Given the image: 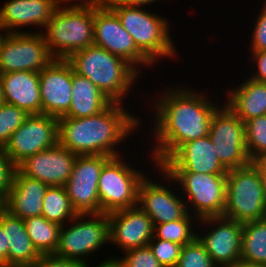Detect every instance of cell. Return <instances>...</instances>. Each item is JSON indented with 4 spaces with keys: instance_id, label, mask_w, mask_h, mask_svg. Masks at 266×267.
<instances>
[{
    "instance_id": "obj_45",
    "label": "cell",
    "mask_w": 266,
    "mask_h": 267,
    "mask_svg": "<svg viewBox=\"0 0 266 267\" xmlns=\"http://www.w3.org/2000/svg\"><path fill=\"white\" fill-rule=\"evenodd\" d=\"M229 267H266V265L250 264V263H246L240 260L234 265L229 266Z\"/></svg>"
},
{
    "instance_id": "obj_32",
    "label": "cell",
    "mask_w": 266,
    "mask_h": 267,
    "mask_svg": "<svg viewBox=\"0 0 266 267\" xmlns=\"http://www.w3.org/2000/svg\"><path fill=\"white\" fill-rule=\"evenodd\" d=\"M29 114L15 105H0V147H4L11 135L23 124Z\"/></svg>"
},
{
    "instance_id": "obj_10",
    "label": "cell",
    "mask_w": 266,
    "mask_h": 267,
    "mask_svg": "<svg viewBox=\"0 0 266 267\" xmlns=\"http://www.w3.org/2000/svg\"><path fill=\"white\" fill-rule=\"evenodd\" d=\"M154 166L155 169L153 171L157 173L156 177L148 173L139 183V207L151 218L153 225L182 219L188 211L186 203L179 192L180 190H178L177 183L161 166ZM167 181L168 183H166Z\"/></svg>"
},
{
    "instance_id": "obj_9",
    "label": "cell",
    "mask_w": 266,
    "mask_h": 267,
    "mask_svg": "<svg viewBox=\"0 0 266 267\" xmlns=\"http://www.w3.org/2000/svg\"><path fill=\"white\" fill-rule=\"evenodd\" d=\"M167 173L177 183L188 213L198 219L223 215L227 174Z\"/></svg>"
},
{
    "instance_id": "obj_42",
    "label": "cell",
    "mask_w": 266,
    "mask_h": 267,
    "mask_svg": "<svg viewBox=\"0 0 266 267\" xmlns=\"http://www.w3.org/2000/svg\"><path fill=\"white\" fill-rule=\"evenodd\" d=\"M107 258V259H106ZM99 262V263H98ZM97 265L94 264L95 266L92 267H124L123 263L121 262V260L119 259V256L117 255H112L111 256L108 254L107 257H105V259H103V261H98ZM92 264H90V262L88 264H86V267H91Z\"/></svg>"
},
{
    "instance_id": "obj_48",
    "label": "cell",
    "mask_w": 266,
    "mask_h": 267,
    "mask_svg": "<svg viewBox=\"0 0 266 267\" xmlns=\"http://www.w3.org/2000/svg\"><path fill=\"white\" fill-rule=\"evenodd\" d=\"M4 30L0 27V41L2 39V37L4 36Z\"/></svg>"
},
{
    "instance_id": "obj_38",
    "label": "cell",
    "mask_w": 266,
    "mask_h": 267,
    "mask_svg": "<svg viewBox=\"0 0 266 267\" xmlns=\"http://www.w3.org/2000/svg\"><path fill=\"white\" fill-rule=\"evenodd\" d=\"M251 53L249 59L251 60V65L253 64L250 69L255 70L250 74V76H247L255 81L266 83V51H250Z\"/></svg>"
},
{
    "instance_id": "obj_12",
    "label": "cell",
    "mask_w": 266,
    "mask_h": 267,
    "mask_svg": "<svg viewBox=\"0 0 266 267\" xmlns=\"http://www.w3.org/2000/svg\"><path fill=\"white\" fill-rule=\"evenodd\" d=\"M53 60L40 32L5 33L0 41V74L40 72Z\"/></svg>"
},
{
    "instance_id": "obj_22",
    "label": "cell",
    "mask_w": 266,
    "mask_h": 267,
    "mask_svg": "<svg viewBox=\"0 0 266 267\" xmlns=\"http://www.w3.org/2000/svg\"><path fill=\"white\" fill-rule=\"evenodd\" d=\"M4 101L31 114H42L39 72L14 71L0 74Z\"/></svg>"
},
{
    "instance_id": "obj_1",
    "label": "cell",
    "mask_w": 266,
    "mask_h": 267,
    "mask_svg": "<svg viewBox=\"0 0 266 267\" xmlns=\"http://www.w3.org/2000/svg\"><path fill=\"white\" fill-rule=\"evenodd\" d=\"M164 89L149 104L154 112L150 122L154 141L151 153L145 155L150 166H161L182 144L207 136L214 113L223 105L209 98L207 91L197 92L184 84Z\"/></svg>"
},
{
    "instance_id": "obj_23",
    "label": "cell",
    "mask_w": 266,
    "mask_h": 267,
    "mask_svg": "<svg viewBox=\"0 0 266 267\" xmlns=\"http://www.w3.org/2000/svg\"><path fill=\"white\" fill-rule=\"evenodd\" d=\"M48 187L45 183L27 177L16 169L12 188L6 198V210L23 220L41 216L43 198Z\"/></svg>"
},
{
    "instance_id": "obj_43",
    "label": "cell",
    "mask_w": 266,
    "mask_h": 267,
    "mask_svg": "<svg viewBox=\"0 0 266 267\" xmlns=\"http://www.w3.org/2000/svg\"><path fill=\"white\" fill-rule=\"evenodd\" d=\"M8 245L6 239V232H4L0 224V264L7 266Z\"/></svg>"
},
{
    "instance_id": "obj_36",
    "label": "cell",
    "mask_w": 266,
    "mask_h": 267,
    "mask_svg": "<svg viewBox=\"0 0 266 267\" xmlns=\"http://www.w3.org/2000/svg\"><path fill=\"white\" fill-rule=\"evenodd\" d=\"M262 10L258 12L256 20L252 22L253 32L249 40L250 51H266V0H264ZM251 41V42H250Z\"/></svg>"
},
{
    "instance_id": "obj_19",
    "label": "cell",
    "mask_w": 266,
    "mask_h": 267,
    "mask_svg": "<svg viewBox=\"0 0 266 267\" xmlns=\"http://www.w3.org/2000/svg\"><path fill=\"white\" fill-rule=\"evenodd\" d=\"M77 156L57 144L27 157L17 166V169L25 176L37 179L47 186H65L71 176Z\"/></svg>"
},
{
    "instance_id": "obj_2",
    "label": "cell",
    "mask_w": 266,
    "mask_h": 267,
    "mask_svg": "<svg viewBox=\"0 0 266 267\" xmlns=\"http://www.w3.org/2000/svg\"><path fill=\"white\" fill-rule=\"evenodd\" d=\"M127 109L122 103L112 102L93 116L58 118V144L76 155L121 156L124 153L120 145L129 142L126 139L143 125L140 116Z\"/></svg>"
},
{
    "instance_id": "obj_3",
    "label": "cell",
    "mask_w": 266,
    "mask_h": 267,
    "mask_svg": "<svg viewBox=\"0 0 266 267\" xmlns=\"http://www.w3.org/2000/svg\"><path fill=\"white\" fill-rule=\"evenodd\" d=\"M73 71L96 85L112 102L124 104L141 74L126 60L91 45L67 59Z\"/></svg>"
},
{
    "instance_id": "obj_41",
    "label": "cell",
    "mask_w": 266,
    "mask_h": 267,
    "mask_svg": "<svg viewBox=\"0 0 266 267\" xmlns=\"http://www.w3.org/2000/svg\"><path fill=\"white\" fill-rule=\"evenodd\" d=\"M106 1L107 0H58L60 5H66V6H89V7H102V6H105Z\"/></svg>"
},
{
    "instance_id": "obj_11",
    "label": "cell",
    "mask_w": 266,
    "mask_h": 267,
    "mask_svg": "<svg viewBox=\"0 0 266 267\" xmlns=\"http://www.w3.org/2000/svg\"><path fill=\"white\" fill-rule=\"evenodd\" d=\"M208 136L219 162L227 170L252 162L246 149L245 124L225 104L214 113Z\"/></svg>"
},
{
    "instance_id": "obj_17",
    "label": "cell",
    "mask_w": 266,
    "mask_h": 267,
    "mask_svg": "<svg viewBox=\"0 0 266 267\" xmlns=\"http://www.w3.org/2000/svg\"><path fill=\"white\" fill-rule=\"evenodd\" d=\"M42 114L63 117L72 101V66L66 59H54L39 72Z\"/></svg>"
},
{
    "instance_id": "obj_24",
    "label": "cell",
    "mask_w": 266,
    "mask_h": 267,
    "mask_svg": "<svg viewBox=\"0 0 266 267\" xmlns=\"http://www.w3.org/2000/svg\"><path fill=\"white\" fill-rule=\"evenodd\" d=\"M227 88L222 101L244 123L266 115V83L245 77L239 85Z\"/></svg>"
},
{
    "instance_id": "obj_8",
    "label": "cell",
    "mask_w": 266,
    "mask_h": 267,
    "mask_svg": "<svg viewBox=\"0 0 266 267\" xmlns=\"http://www.w3.org/2000/svg\"><path fill=\"white\" fill-rule=\"evenodd\" d=\"M111 157L102 167L98 180L100 213H110L138 205V187L146 176L143 169L123 159ZM134 167V168H133Z\"/></svg>"
},
{
    "instance_id": "obj_44",
    "label": "cell",
    "mask_w": 266,
    "mask_h": 267,
    "mask_svg": "<svg viewBox=\"0 0 266 267\" xmlns=\"http://www.w3.org/2000/svg\"><path fill=\"white\" fill-rule=\"evenodd\" d=\"M253 163L260 169L262 176L266 179V153L256 158Z\"/></svg>"
},
{
    "instance_id": "obj_47",
    "label": "cell",
    "mask_w": 266,
    "mask_h": 267,
    "mask_svg": "<svg viewBox=\"0 0 266 267\" xmlns=\"http://www.w3.org/2000/svg\"><path fill=\"white\" fill-rule=\"evenodd\" d=\"M5 103L4 101V95H3V85H2V81L0 78V105Z\"/></svg>"
},
{
    "instance_id": "obj_13",
    "label": "cell",
    "mask_w": 266,
    "mask_h": 267,
    "mask_svg": "<svg viewBox=\"0 0 266 267\" xmlns=\"http://www.w3.org/2000/svg\"><path fill=\"white\" fill-rule=\"evenodd\" d=\"M93 44L126 60L141 75L143 67L154 68V64L137 48L133 37L122 26L116 13L106 6L94 7Z\"/></svg>"
},
{
    "instance_id": "obj_7",
    "label": "cell",
    "mask_w": 266,
    "mask_h": 267,
    "mask_svg": "<svg viewBox=\"0 0 266 267\" xmlns=\"http://www.w3.org/2000/svg\"><path fill=\"white\" fill-rule=\"evenodd\" d=\"M105 244H110L108 213L77 214L61 226L54 255L88 264V257L95 256Z\"/></svg>"
},
{
    "instance_id": "obj_20",
    "label": "cell",
    "mask_w": 266,
    "mask_h": 267,
    "mask_svg": "<svg viewBox=\"0 0 266 267\" xmlns=\"http://www.w3.org/2000/svg\"><path fill=\"white\" fill-rule=\"evenodd\" d=\"M58 0H9L0 9V27L5 33H29L22 27L30 25L42 32L59 6Z\"/></svg>"
},
{
    "instance_id": "obj_16",
    "label": "cell",
    "mask_w": 266,
    "mask_h": 267,
    "mask_svg": "<svg viewBox=\"0 0 266 267\" xmlns=\"http://www.w3.org/2000/svg\"><path fill=\"white\" fill-rule=\"evenodd\" d=\"M107 155H78L65 184L70 203L77 214L100 213L98 180Z\"/></svg>"
},
{
    "instance_id": "obj_40",
    "label": "cell",
    "mask_w": 266,
    "mask_h": 267,
    "mask_svg": "<svg viewBox=\"0 0 266 267\" xmlns=\"http://www.w3.org/2000/svg\"><path fill=\"white\" fill-rule=\"evenodd\" d=\"M161 0H107L105 3L106 7H119V6H129V7H148L155 2H160Z\"/></svg>"
},
{
    "instance_id": "obj_26",
    "label": "cell",
    "mask_w": 266,
    "mask_h": 267,
    "mask_svg": "<svg viewBox=\"0 0 266 267\" xmlns=\"http://www.w3.org/2000/svg\"><path fill=\"white\" fill-rule=\"evenodd\" d=\"M72 101L68 112L63 117L82 118L98 114L105 110L112 101L88 78L75 73L72 68Z\"/></svg>"
},
{
    "instance_id": "obj_28",
    "label": "cell",
    "mask_w": 266,
    "mask_h": 267,
    "mask_svg": "<svg viewBox=\"0 0 266 267\" xmlns=\"http://www.w3.org/2000/svg\"><path fill=\"white\" fill-rule=\"evenodd\" d=\"M27 234L41 255L55 254L59 243L61 226L45 217L34 216L24 219Z\"/></svg>"
},
{
    "instance_id": "obj_27",
    "label": "cell",
    "mask_w": 266,
    "mask_h": 267,
    "mask_svg": "<svg viewBox=\"0 0 266 267\" xmlns=\"http://www.w3.org/2000/svg\"><path fill=\"white\" fill-rule=\"evenodd\" d=\"M241 261L266 265V218L243 223Z\"/></svg>"
},
{
    "instance_id": "obj_30",
    "label": "cell",
    "mask_w": 266,
    "mask_h": 267,
    "mask_svg": "<svg viewBox=\"0 0 266 267\" xmlns=\"http://www.w3.org/2000/svg\"><path fill=\"white\" fill-rule=\"evenodd\" d=\"M198 223L197 217L187 213L182 219L155 224L154 237L184 246L197 238Z\"/></svg>"
},
{
    "instance_id": "obj_39",
    "label": "cell",
    "mask_w": 266,
    "mask_h": 267,
    "mask_svg": "<svg viewBox=\"0 0 266 267\" xmlns=\"http://www.w3.org/2000/svg\"><path fill=\"white\" fill-rule=\"evenodd\" d=\"M30 267H86V264L78 260L64 259L51 254L42 255L39 260Z\"/></svg>"
},
{
    "instance_id": "obj_31",
    "label": "cell",
    "mask_w": 266,
    "mask_h": 267,
    "mask_svg": "<svg viewBox=\"0 0 266 267\" xmlns=\"http://www.w3.org/2000/svg\"><path fill=\"white\" fill-rule=\"evenodd\" d=\"M246 149L253 162L266 153V115L247 120L245 123Z\"/></svg>"
},
{
    "instance_id": "obj_29",
    "label": "cell",
    "mask_w": 266,
    "mask_h": 267,
    "mask_svg": "<svg viewBox=\"0 0 266 267\" xmlns=\"http://www.w3.org/2000/svg\"><path fill=\"white\" fill-rule=\"evenodd\" d=\"M42 205V216L60 226H63L77 215L70 203L65 186H49L45 192Z\"/></svg>"
},
{
    "instance_id": "obj_21",
    "label": "cell",
    "mask_w": 266,
    "mask_h": 267,
    "mask_svg": "<svg viewBox=\"0 0 266 267\" xmlns=\"http://www.w3.org/2000/svg\"><path fill=\"white\" fill-rule=\"evenodd\" d=\"M209 136L182 144L162 165L166 172L227 174Z\"/></svg>"
},
{
    "instance_id": "obj_5",
    "label": "cell",
    "mask_w": 266,
    "mask_h": 267,
    "mask_svg": "<svg viewBox=\"0 0 266 267\" xmlns=\"http://www.w3.org/2000/svg\"><path fill=\"white\" fill-rule=\"evenodd\" d=\"M112 9L122 26L131 34L137 48L153 63L159 59H178L179 49L170 35V23L163 15L153 13L145 7H107ZM162 16V17H161ZM176 56V57H175ZM159 60V61H158Z\"/></svg>"
},
{
    "instance_id": "obj_6",
    "label": "cell",
    "mask_w": 266,
    "mask_h": 267,
    "mask_svg": "<svg viewBox=\"0 0 266 267\" xmlns=\"http://www.w3.org/2000/svg\"><path fill=\"white\" fill-rule=\"evenodd\" d=\"M222 216L241 223L266 218V182L253 162L227 171Z\"/></svg>"
},
{
    "instance_id": "obj_4",
    "label": "cell",
    "mask_w": 266,
    "mask_h": 267,
    "mask_svg": "<svg viewBox=\"0 0 266 267\" xmlns=\"http://www.w3.org/2000/svg\"><path fill=\"white\" fill-rule=\"evenodd\" d=\"M41 33L51 56L67 59L93 45L94 7L59 5Z\"/></svg>"
},
{
    "instance_id": "obj_46",
    "label": "cell",
    "mask_w": 266,
    "mask_h": 267,
    "mask_svg": "<svg viewBox=\"0 0 266 267\" xmlns=\"http://www.w3.org/2000/svg\"><path fill=\"white\" fill-rule=\"evenodd\" d=\"M6 211V197L0 194V217Z\"/></svg>"
},
{
    "instance_id": "obj_37",
    "label": "cell",
    "mask_w": 266,
    "mask_h": 267,
    "mask_svg": "<svg viewBox=\"0 0 266 267\" xmlns=\"http://www.w3.org/2000/svg\"><path fill=\"white\" fill-rule=\"evenodd\" d=\"M17 166L5 154L4 147H0V194L6 198L13 184Z\"/></svg>"
},
{
    "instance_id": "obj_34",
    "label": "cell",
    "mask_w": 266,
    "mask_h": 267,
    "mask_svg": "<svg viewBox=\"0 0 266 267\" xmlns=\"http://www.w3.org/2000/svg\"><path fill=\"white\" fill-rule=\"evenodd\" d=\"M148 246L163 267L176 266L182 245L153 237L148 243Z\"/></svg>"
},
{
    "instance_id": "obj_14",
    "label": "cell",
    "mask_w": 266,
    "mask_h": 267,
    "mask_svg": "<svg viewBox=\"0 0 266 267\" xmlns=\"http://www.w3.org/2000/svg\"><path fill=\"white\" fill-rule=\"evenodd\" d=\"M198 226L197 239L218 267H229L241 260L243 223L215 216L199 219Z\"/></svg>"
},
{
    "instance_id": "obj_18",
    "label": "cell",
    "mask_w": 266,
    "mask_h": 267,
    "mask_svg": "<svg viewBox=\"0 0 266 267\" xmlns=\"http://www.w3.org/2000/svg\"><path fill=\"white\" fill-rule=\"evenodd\" d=\"M110 244L124 253L127 250L146 247L154 237L151 218L136 205L108 213Z\"/></svg>"
},
{
    "instance_id": "obj_15",
    "label": "cell",
    "mask_w": 266,
    "mask_h": 267,
    "mask_svg": "<svg viewBox=\"0 0 266 267\" xmlns=\"http://www.w3.org/2000/svg\"><path fill=\"white\" fill-rule=\"evenodd\" d=\"M58 144V118L31 114L11 135L4 146L5 154L18 166L27 157Z\"/></svg>"
},
{
    "instance_id": "obj_33",
    "label": "cell",
    "mask_w": 266,
    "mask_h": 267,
    "mask_svg": "<svg viewBox=\"0 0 266 267\" xmlns=\"http://www.w3.org/2000/svg\"><path fill=\"white\" fill-rule=\"evenodd\" d=\"M175 267H218L204 246L196 238L189 244L182 246L180 257Z\"/></svg>"
},
{
    "instance_id": "obj_35",
    "label": "cell",
    "mask_w": 266,
    "mask_h": 267,
    "mask_svg": "<svg viewBox=\"0 0 266 267\" xmlns=\"http://www.w3.org/2000/svg\"><path fill=\"white\" fill-rule=\"evenodd\" d=\"M119 255H123L119 259L124 267H163L149 246L130 249Z\"/></svg>"
},
{
    "instance_id": "obj_25",
    "label": "cell",
    "mask_w": 266,
    "mask_h": 267,
    "mask_svg": "<svg viewBox=\"0 0 266 267\" xmlns=\"http://www.w3.org/2000/svg\"><path fill=\"white\" fill-rule=\"evenodd\" d=\"M8 245L7 266L30 267L42 256L33 245L24 220L7 210L0 217Z\"/></svg>"
}]
</instances>
